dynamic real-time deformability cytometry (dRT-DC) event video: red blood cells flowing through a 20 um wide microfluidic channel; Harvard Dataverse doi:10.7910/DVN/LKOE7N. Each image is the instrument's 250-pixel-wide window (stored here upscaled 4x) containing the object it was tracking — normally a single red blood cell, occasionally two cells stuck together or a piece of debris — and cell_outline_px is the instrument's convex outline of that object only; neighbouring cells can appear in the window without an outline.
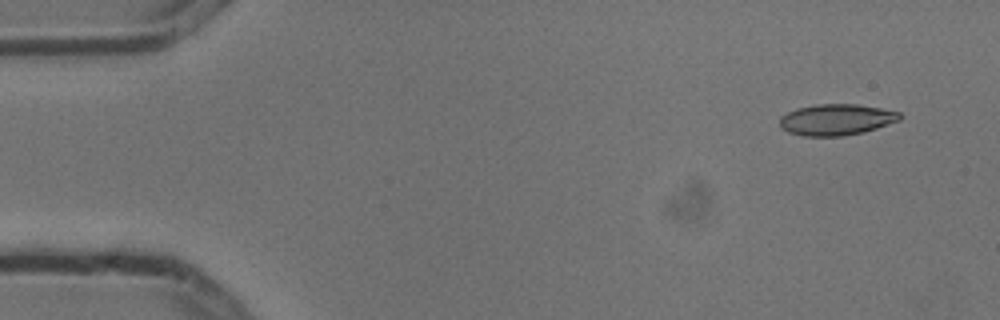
{"species": "common noctule bat (a hibernating species)", "species_latin": "Nyctalus noctula", "temperature_condition": "cold", "stored_images_in_passage": 4, "camera_frame_rate_fps": 3000, "um_per_image_px": 0.085, "animal": {"sex": "male", "body_mass_g": 13.3}, "frame": {"image": 1, "passage_image": 1, "time_ms": 0.0, "image_size_px": [1000, 320], "cell_outline_px": [[904, 116], [900, 120], [864, 132], [844, 136], [804, 136], [788, 132], [780, 128], [780, 116], [796, 108], [816, 104], [856, 104], [880, 108], [900, 112]], "centroid_in_image_um": [71.08, 10.17], "position_along_channel_um": 13.9, "area_um2": 21.96}}